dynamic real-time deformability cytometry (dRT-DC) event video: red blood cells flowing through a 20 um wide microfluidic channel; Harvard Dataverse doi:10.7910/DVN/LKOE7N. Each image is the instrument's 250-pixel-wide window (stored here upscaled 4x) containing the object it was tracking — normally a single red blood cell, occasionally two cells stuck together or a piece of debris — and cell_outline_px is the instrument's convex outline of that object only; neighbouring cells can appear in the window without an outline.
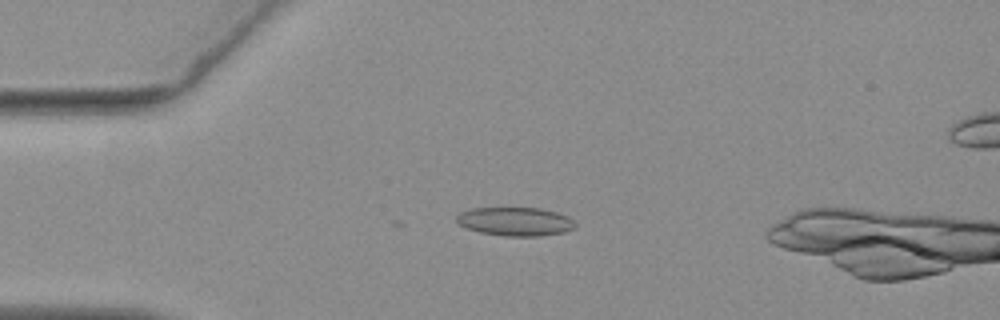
{"species": "common noctule bat (a hibernating species)", "species_latin": "Nyctalus noctula", "temperature_condition": "warm", "stored_images_in_passage": 48, "camera_frame_rate_fps": 3000, "um_per_image_px": 0.085, "animal": {"sex": "female", "body_mass_g": 19.3, "forearm_length_mm": 54.1}, "frame": {"image": 1, "passage_image": 13, "time_ms": 4.0, "image_size_px": [1000, 320], "cell_outline_px": [[576, 228], [564, 232], [540, 236], [504, 236], [480, 232], [468, 228], [460, 224], [456, 220], [456, 216], [460, 212], [472, 208], [540, 208], [556, 212], [568, 216], [576, 224]], "centroid_in_image_um": [43.82, 18.83], "position_along_channel_um": 41.2, "area_um2": 19.77}}
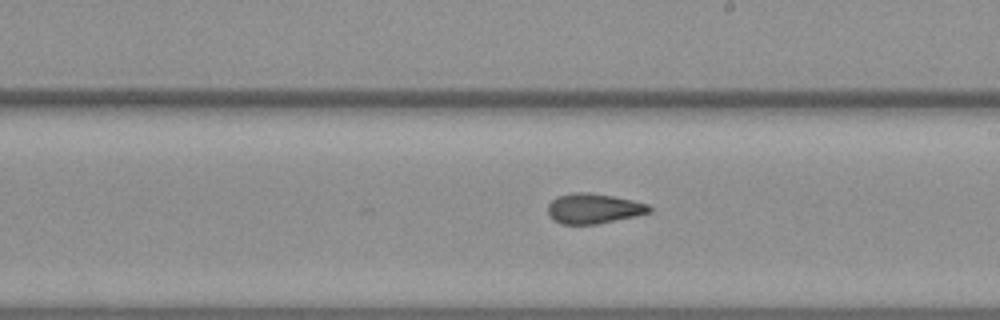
{"frame": {"image": 2, "passage_image": 31, "time_ms": 10.0, "image_size_px": [1000, 320], "cell_outline_px": [[652, 212], [636, 216], [596, 224], [560, 224], [552, 220], [548, 216], [548, 204], [556, 196], [572, 192], [588, 192], [612, 196], [632, 200], [648, 204], [652, 208]], "centroid_in_image_um": [50.43, 17.72], "position_along_channel_um": 238.6, "area_um2": 17.98}}
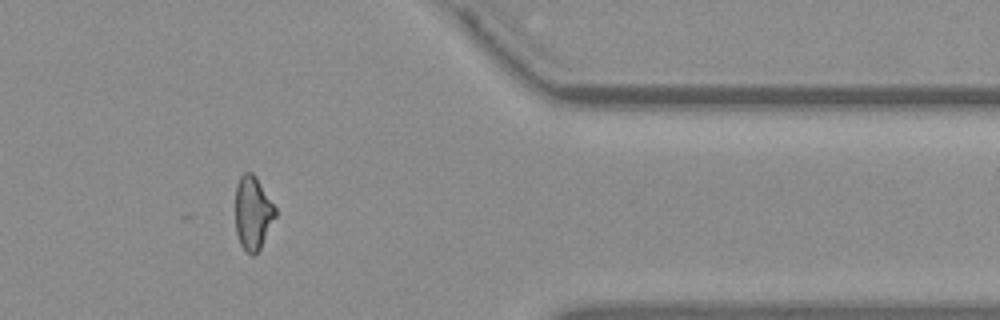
{"frame": {"image": 3, "passage_image": 45, "time_ms": 14.667, "image_size_px": [1000, 320], "cell_outline_px": [[276, 216], [260, 248], [252, 256], [240, 244], [236, 232], [236, 184], [240, 176], [244, 172], [252, 172], [256, 176], [276, 208]], "centroid_in_image_um": [21.49, 18.07], "position_along_channel_um": 389.9, "area_um2": 16.99}, "authors_computed_cell_mechanics": {"area_um2": 18.0914, "velocity_mm_per_s": 3.7061, "shape_relaxation_time_tau1_ms": null, "shape_relaxation_time_tau2_ms": 3.0635, "deformation_change_tau1": null, "deformation_change_tau2": 0.0915}}